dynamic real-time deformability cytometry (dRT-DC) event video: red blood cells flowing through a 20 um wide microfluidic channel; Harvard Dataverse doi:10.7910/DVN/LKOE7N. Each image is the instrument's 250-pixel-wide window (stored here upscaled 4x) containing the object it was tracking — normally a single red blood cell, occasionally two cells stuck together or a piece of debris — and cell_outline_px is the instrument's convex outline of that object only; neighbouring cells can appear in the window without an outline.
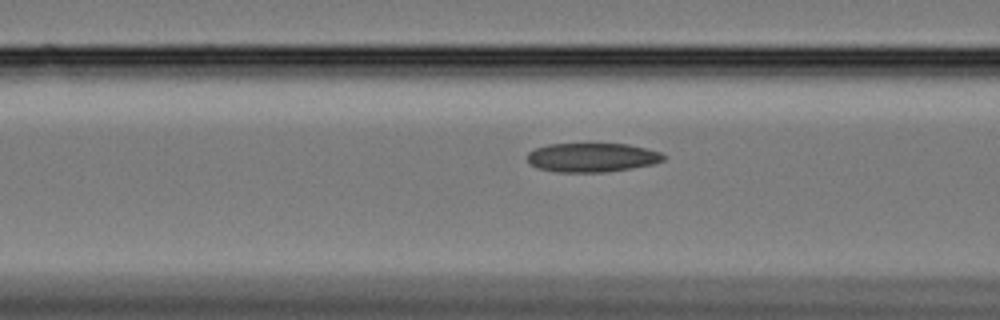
{"species": "Egyptian fruit bat (a non-hibernating species)", "species_latin": "Rousettus aegyptiacus", "temperature_condition": "cold", "stored_images_in_passage": 10, "camera_frame_rate_fps": 3000, "um_per_image_px": 0.085, "animal": {"sex": "female"}, "frame": {"image": 1, "passage_image": 7, "time_ms": 2.0, "image_size_px": [1000, 320], "cell_outline_px": [[668, 156], [664, 160], [652, 164], [604, 172], [556, 172], [536, 168], [528, 160], [528, 152], [536, 148], [548, 144], [628, 144], [660, 152]], "centroid_in_image_um": [50.32, 13.38], "position_along_channel_um": 116.3, "area_um2": 22.89}}